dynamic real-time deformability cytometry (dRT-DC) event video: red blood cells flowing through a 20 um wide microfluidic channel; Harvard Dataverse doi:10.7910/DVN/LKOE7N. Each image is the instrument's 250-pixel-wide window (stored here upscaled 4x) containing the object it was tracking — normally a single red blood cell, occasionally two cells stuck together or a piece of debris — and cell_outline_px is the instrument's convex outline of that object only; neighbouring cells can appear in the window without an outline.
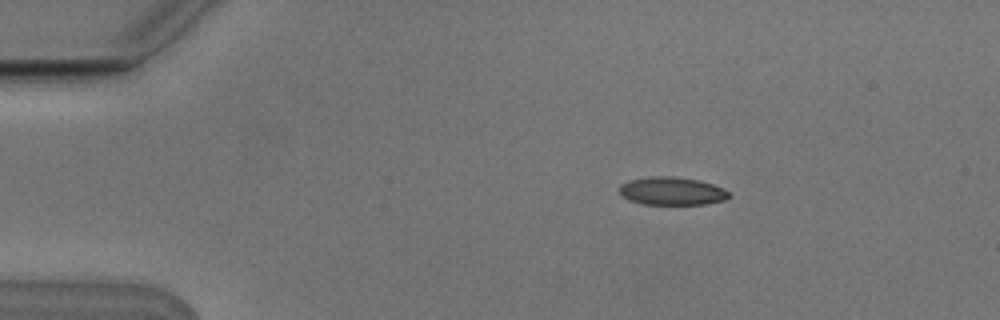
{"species": "Egyptian fruit bat (a non-hibernating species)", "species_latin": "Rousettus aegyptiacus", "temperature_condition": "cold", "stored_images_in_passage": 5, "camera_frame_rate_fps": 3000, "um_per_image_px": 0.085, "animal": {"sex": "male"}, "frame": {"image": 1, "passage_image": 1, "time_ms": 0.0, "image_size_px": [1000, 320], "cell_outline_px": [[732, 196], [724, 200], [704, 204], [644, 204], [628, 200], [620, 196], [620, 184], [632, 180], [656, 176], [672, 176], [696, 180], [712, 184], [724, 188]], "centroid_in_image_um": [57.11, 16.25], "position_along_channel_um": 27.9, "area_um2": 17.74}}
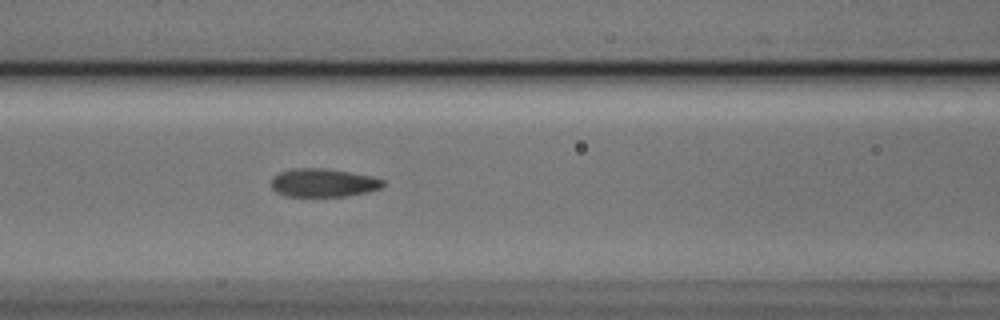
{"frame": {"image": 2, "passage_image": 5, "time_ms": 1.333, "image_size_px": [1000, 320], "cell_outline_px": [[384, 184], [380, 188], [368, 192], [348, 196], [284, 196], [276, 192], [272, 188], [272, 176], [280, 172], [292, 168], [328, 168], [372, 176], [384, 180]], "centroid_in_image_um": [27.47, 15.53], "position_along_channel_um": 139.1, "area_um2": 18.61}}